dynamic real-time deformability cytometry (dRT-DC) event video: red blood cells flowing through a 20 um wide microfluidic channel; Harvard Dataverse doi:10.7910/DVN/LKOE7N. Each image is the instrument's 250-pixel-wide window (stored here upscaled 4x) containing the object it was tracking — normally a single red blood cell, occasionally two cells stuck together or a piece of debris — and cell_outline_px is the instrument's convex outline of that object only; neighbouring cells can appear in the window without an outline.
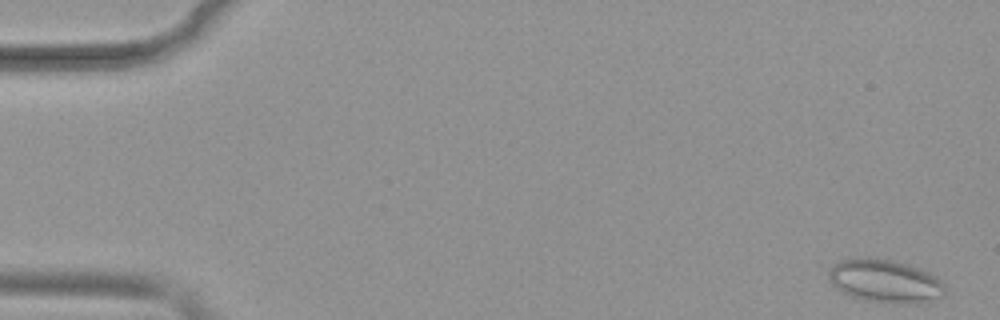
{"species": "common noctule bat (a hibernating species)", "species_latin": "Nyctalus noctula", "temperature_condition": "warm", "stored_images_in_passage": 51, "camera_frame_rate_fps": 3000, "um_per_image_px": 0.085, "animal": {"sex": "female", "body_mass_g": 19.9}, "frame": {"image": 1, "passage_image": 1, "time_ms": 0.0, "image_size_px": [1000, 320], "cell_outline_px": [[948, 288], [944, 296], [924, 304], [896, 304], [864, 300], [840, 292], [832, 284], [828, 276], [828, 268], [832, 264], [840, 260], [856, 256], [872, 256], [892, 260], [920, 268], [936, 276]], "centroid_in_image_um": [75.24, 23.89], "position_along_channel_um": 9.8, "area_um2": 30.35}}
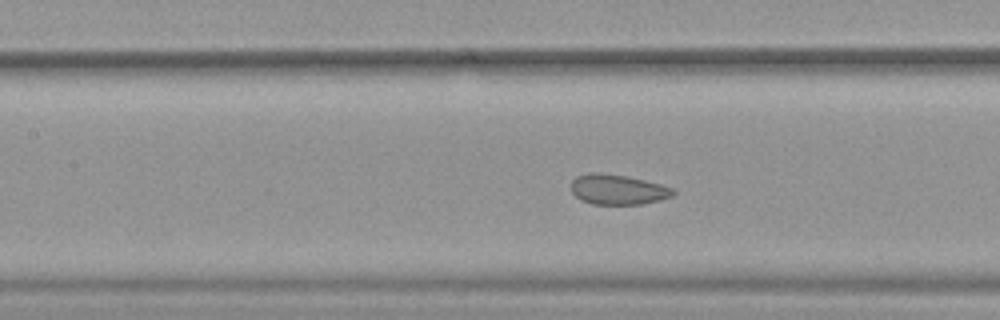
{"frame": {"image": 2, "passage_image": 23, "time_ms": 7.333, "image_size_px": [1000, 320], "cell_outline_px": [[676, 192], [672, 196], [660, 200], [640, 204], [592, 204], [580, 200], [572, 192], [572, 180], [576, 176], [588, 172], [600, 172], [624, 176], [644, 180], [676, 188]], "centroid_in_image_um": [52.51, 16.1], "position_along_channel_um": 154.9, "area_um2": 17.98}}
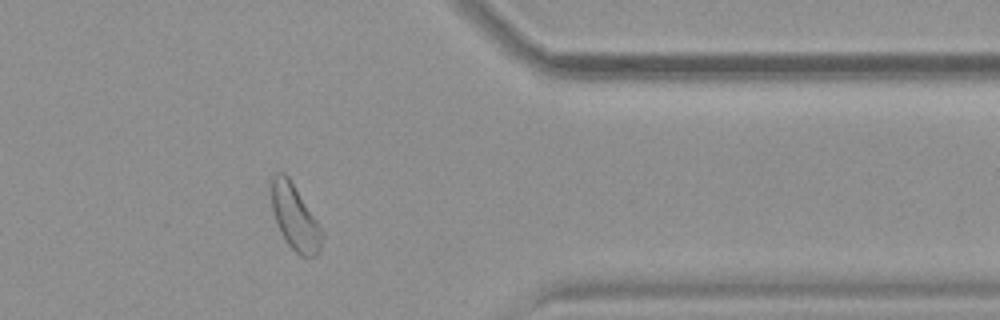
{"frame": {"image": 3, "passage_image": 42, "time_ms": 13.667, "image_size_px": [1000, 320], "cell_outline_px": [[324, 236], [320, 248], [316, 256], [304, 256], [296, 252], [288, 244], [280, 232], [272, 208], [268, 180], [276, 172], [284, 172], [288, 176], [320, 224], [324, 232]], "centroid_in_image_um": [25.05, 18.41], "position_along_channel_um": 386.4, "area_um2": 19.59}, "authors_computed_cell_mechanics": {"area_um2": 19.8254, "velocity_mm_per_s": 3.8811, "shape_relaxation_time_tau1_ms": 2.75, "shape_relaxation_time_tau2_ms": 1.2812, "deformation_change_tau1": 0.0642, "deformation_change_tau2": 0.0715}}